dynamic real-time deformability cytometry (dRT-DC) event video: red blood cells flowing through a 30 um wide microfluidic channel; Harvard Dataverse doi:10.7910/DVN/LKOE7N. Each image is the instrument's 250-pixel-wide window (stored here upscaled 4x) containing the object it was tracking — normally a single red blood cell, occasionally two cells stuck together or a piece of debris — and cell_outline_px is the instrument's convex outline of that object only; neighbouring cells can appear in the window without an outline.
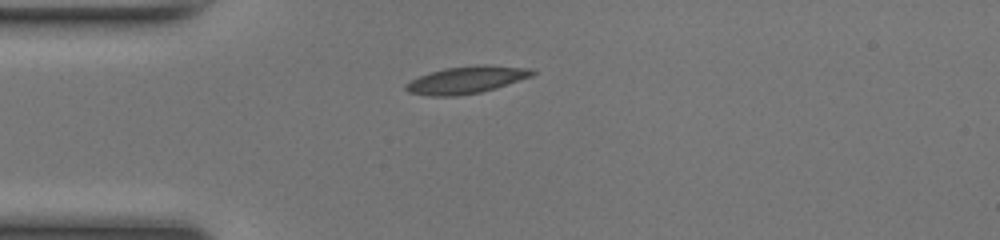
{"species": "common noctule bat (a hibernating species)", "species_latin": "Nyctalus noctula", "temperature_condition": "room temperature", "stored_images_in_passage": 38, "camera_frame_rate_fps": 3000, "um_per_image_px": 0.085, "animal": {"sex": "female", "body_mass_g": 17.0, "forearm_length_mm": 48.0}, "frame": {"image": 1, "passage_image": 1, "time_ms": 0.0, "image_size_px": [1000, 240], "cell_outline_px": [[536, 72], [532, 76], [496, 88], [480, 92], [456, 96], [428, 96], [408, 92], [404, 88], [404, 84], [420, 76], [444, 68], [476, 64], [484, 64], [532, 68]], "centroid_in_image_um": [39.66, 6.78], "position_along_channel_um": 45.3, "area_um2": 20.17}}
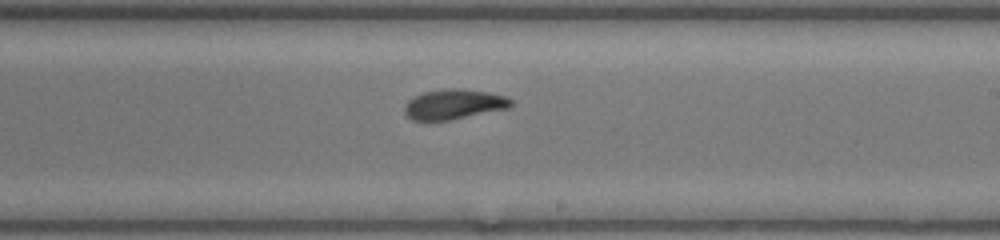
{"frame": {"image": 2, "passage_image": 17, "time_ms": 5.333, "image_size_px": [1000, 240], "cell_outline_px": [[512, 104], [508, 108], [448, 120], [412, 120], [404, 112], [404, 108], [408, 100], [424, 92], [448, 88], [460, 88], [488, 92], [504, 96], [512, 100]], "centroid_in_image_um": [38.57, 8.85], "position_along_channel_um": 250.4, "area_um2": 18.32}}
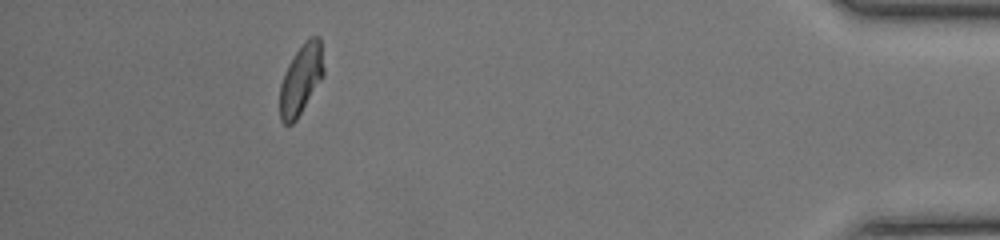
{"frame": {"image": 3, "passage_image": 33, "time_ms": 10.667, "image_size_px": [1000, 240], "cell_outline_px": [[324, 76], [296, 120], [292, 124], [284, 124], [280, 120], [280, 84], [288, 64], [304, 40], [308, 36], [320, 36], [324, 68]], "centroid_in_image_um": [25.6, 6.72], "position_along_channel_um": 409.6, "area_um2": 18.03}, "authors_computed_cell_mechanics": {"area_um2": 18.5827, "velocity_mm_per_s": 4.1552, "shape_relaxation_time_tau1_ms": 9.5612, "shape_relaxation_time_tau2_ms": 1.9892, "deformation_change_tau1": 0.2698, "deformation_change_tau2": 0.0771}}